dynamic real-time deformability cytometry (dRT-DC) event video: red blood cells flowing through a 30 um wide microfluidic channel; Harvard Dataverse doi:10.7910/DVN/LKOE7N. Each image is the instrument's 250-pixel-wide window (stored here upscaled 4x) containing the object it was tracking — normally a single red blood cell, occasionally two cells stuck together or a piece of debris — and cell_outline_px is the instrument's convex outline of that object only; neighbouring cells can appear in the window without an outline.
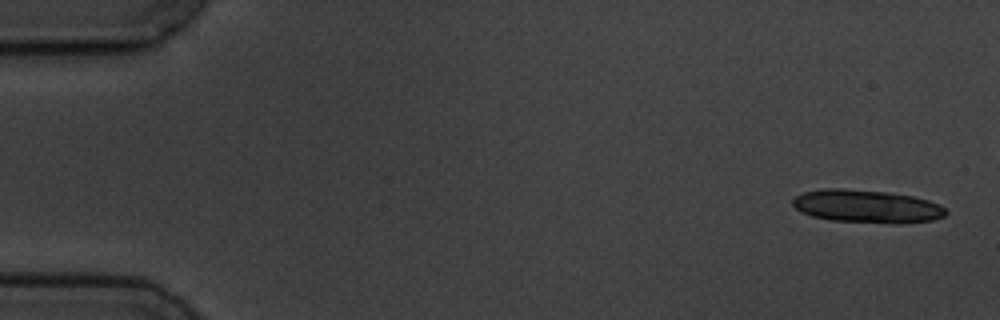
{"species": "common noctule bat (a hibernating species)", "species_latin": "Nyctalus noctula", "temperature_condition": "cold", "stored_images_in_passage": 5, "camera_frame_rate_fps": 3000, "um_per_image_px": 0.085, "animal": {"sex": "male", "body_mass_g": 19.5, "forearm_length_mm": 54.6}, "frame": {"image": 1, "passage_image": 1, "time_ms": 0.0, "image_size_px": [1000, 320], "cell_outline_px": [[948, 212], [944, 216], [932, 220], [900, 224], [892, 224], [832, 220], [812, 216], [800, 212], [792, 204], [792, 200], [796, 196], [804, 192], [824, 188], [844, 188], [888, 192], [912, 196], [928, 200], [944, 208]], "centroid_in_image_um": [73.66, 17.54], "position_along_channel_um": 11.3, "area_um2": 29.54}}